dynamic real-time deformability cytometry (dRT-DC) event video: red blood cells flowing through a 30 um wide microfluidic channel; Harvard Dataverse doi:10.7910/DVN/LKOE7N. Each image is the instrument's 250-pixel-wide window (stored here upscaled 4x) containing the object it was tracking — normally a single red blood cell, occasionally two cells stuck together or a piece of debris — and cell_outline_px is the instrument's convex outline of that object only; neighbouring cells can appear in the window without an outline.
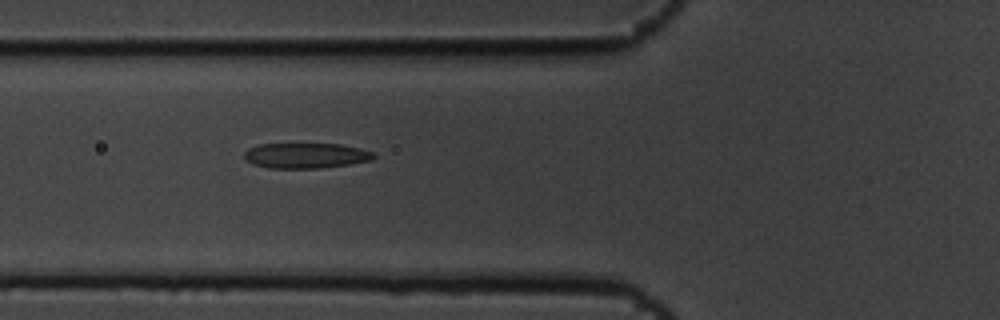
{"species": "common noctule bat (a hibernating species)", "species_latin": "Nyctalus noctula", "temperature_condition": "cold", "stored_images_in_passage": 6, "camera_frame_rate_fps": 3000, "um_per_image_px": 0.085, "animal": {"sex": "male", "body_mass_g": 19.5, "forearm_length_mm": 54.6}, "frame": {"image": 1, "passage_image": 6, "time_ms": 1.667, "image_size_px": [1000, 320], "cell_outline_px": [[376, 156], [372, 160], [352, 164], [320, 168], [268, 168], [252, 164], [244, 156], [244, 152], [248, 148], [260, 144], [340, 144], [360, 148], [376, 152]], "centroid_in_image_um": [26.04, 13.22], "position_along_channel_um": 99.8, "area_um2": 19.25}}